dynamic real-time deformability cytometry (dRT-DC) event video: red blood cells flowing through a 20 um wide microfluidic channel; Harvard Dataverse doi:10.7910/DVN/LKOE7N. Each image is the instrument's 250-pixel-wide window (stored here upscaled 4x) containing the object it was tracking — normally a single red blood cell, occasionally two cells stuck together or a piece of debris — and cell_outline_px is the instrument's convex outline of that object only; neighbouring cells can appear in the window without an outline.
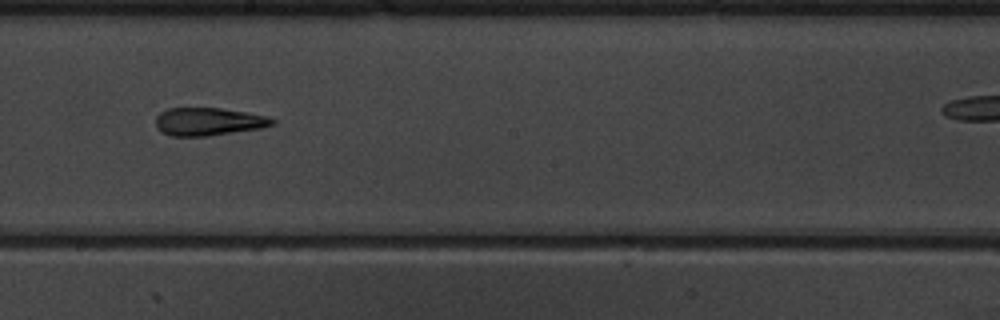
{"species": "common noctule bat (a hibernating species)", "species_latin": "Nyctalus noctula", "temperature_condition": "warm", "stored_images_in_passage": 8, "camera_frame_rate_fps": 3000, "um_per_image_px": 0.085, "animal": {"sex": "male", "body_mass_g": 19.5, "forearm_length_mm": 54.6}, "frame": {"image": 1, "passage_image": 7, "time_ms": 6.667, "image_size_px": [1000, 320], "cell_outline_px": [[276, 124], [260, 128], [208, 136], [172, 136], [160, 132], [156, 128], [156, 116], [160, 112], [168, 108], [220, 108], [248, 112], [268, 116], [276, 120]], "centroid_in_image_um": [17.72, 10.33], "position_along_channel_um": 230.5, "area_um2": 19.13}}